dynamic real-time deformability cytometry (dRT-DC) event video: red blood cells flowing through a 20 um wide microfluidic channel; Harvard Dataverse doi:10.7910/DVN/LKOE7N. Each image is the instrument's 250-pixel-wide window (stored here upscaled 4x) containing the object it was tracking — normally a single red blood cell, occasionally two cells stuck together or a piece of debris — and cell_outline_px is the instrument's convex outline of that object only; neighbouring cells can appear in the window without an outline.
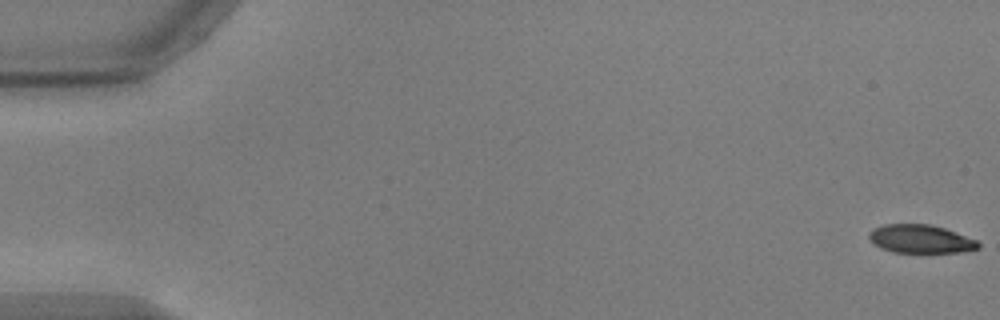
{"species": "common noctule bat (a hibernating species)", "species_latin": "Nyctalus noctula", "temperature_condition": "warm", "stored_images_in_passage": 20, "camera_frame_rate_fps": 3000, "um_per_image_px": 0.085, "animal": {"sex": "male", "body_mass_g": 17.9, "forearm_length_mm": 54.2}, "frame": {"image": 1, "passage_image": 1, "time_ms": 0.0, "image_size_px": [1000, 320], "cell_outline_px": [[980, 248], [960, 252], [892, 252], [880, 248], [872, 244], [868, 240], [868, 232], [872, 228], [884, 224], [932, 224], [956, 232], [976, 240], [980, 244]], "centroid_in_image_um": [78.18, 20.3], "position_along_channel_um": 6.8, "area_um2": 18.26}}
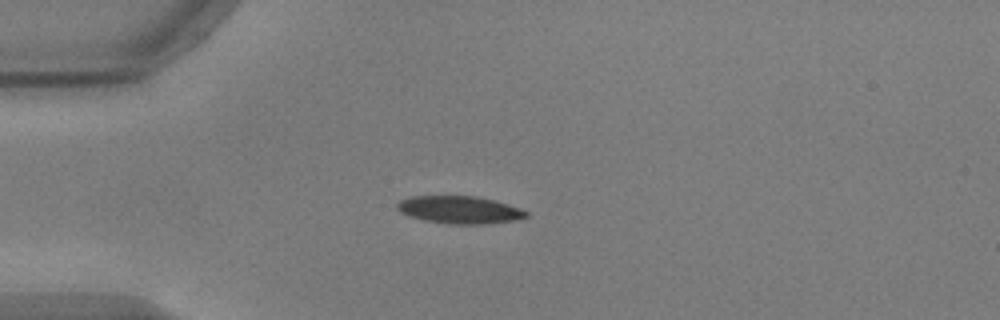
{"frame": {"image": 2, "passage_image": 15, "time_ms": 4.667, "image_size_px": [1000, 320], "cell_outline_px": [[528, 216], [516, 220], [484, 224], [448, 224], [424, 220], [408, 216], [400, 212], [396, 208], [396, 204], [400, 200], [412, 196], [476, 196], [508, 204], [520, 208], [528, 212]], "centroid_in_image_um": [39.04, 17.84], "position_along_channel_um": 46.0, "area_um2": 20.75}}
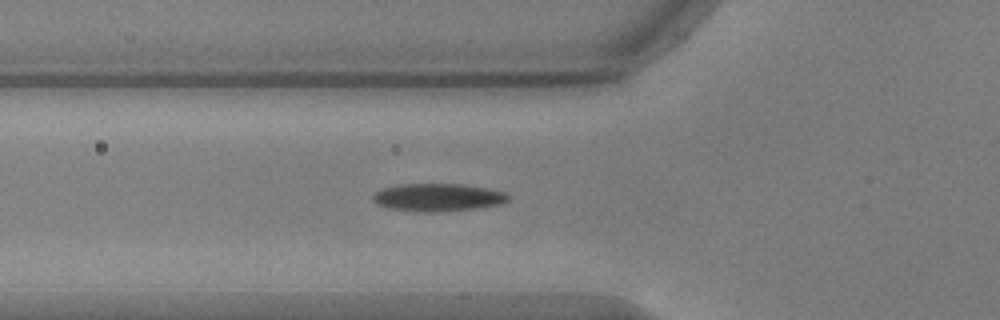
{"frame": {"image": 3, "passage_image": 20, "time_ms": 6.333, "image_size_px": [1000, 320], "cell_outline_px": [[512, 196], [508, 200], [500, 204], [476, 208], [440, 212], [424, 212], [388, 208], [376, 204], [372, 200], [372, 196], [376, 192], [384, 188], [400, 184], [460, 184], [488, 188], [508, 192]], "centroid_in_image_um": [37.25, 16.77], "position_along_channel_um": 88.5, "area_um2": 22.02}}